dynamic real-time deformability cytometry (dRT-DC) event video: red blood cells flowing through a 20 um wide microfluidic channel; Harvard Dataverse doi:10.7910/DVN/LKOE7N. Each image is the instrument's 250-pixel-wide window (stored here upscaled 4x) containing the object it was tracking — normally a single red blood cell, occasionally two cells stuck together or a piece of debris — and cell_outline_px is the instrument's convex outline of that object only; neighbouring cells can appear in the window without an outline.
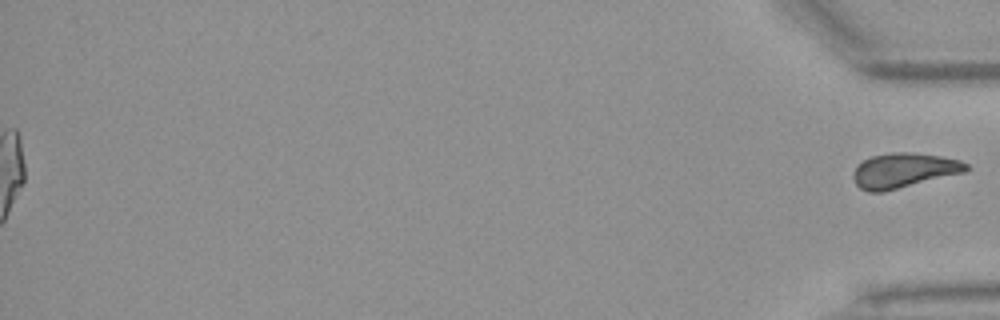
{"species": "Egyptian fruit bat (a non-hibernating species)", "species_latin": "Rousettus aegyptiacus", "temperature_condition": "warm", "stored_images_in_passage": 54, "segment_of_instrument_passage": [2, 2], "camera_frame_rate_fps": 3000, "um_per_image_px": 0.085, "animal": {"sex": "female"}, "frame": {"image": 1, "passage_image": 54, "time_ms": 17.667, "image_size_px": [1000, 320], "cell_outline_px": [[968, 172], [884, 192], [868, 192], [860, 188], [856, 184], [852, 176], [852, 172], [864, 160], [872, 156], [892, 152], [908, 152], [940, 156], [960, 160], [968, 164]], "centroid_in_image_um": [76.85, 14.5], "position_along_channel_um": 358.4, "area_um2": 23.06}}